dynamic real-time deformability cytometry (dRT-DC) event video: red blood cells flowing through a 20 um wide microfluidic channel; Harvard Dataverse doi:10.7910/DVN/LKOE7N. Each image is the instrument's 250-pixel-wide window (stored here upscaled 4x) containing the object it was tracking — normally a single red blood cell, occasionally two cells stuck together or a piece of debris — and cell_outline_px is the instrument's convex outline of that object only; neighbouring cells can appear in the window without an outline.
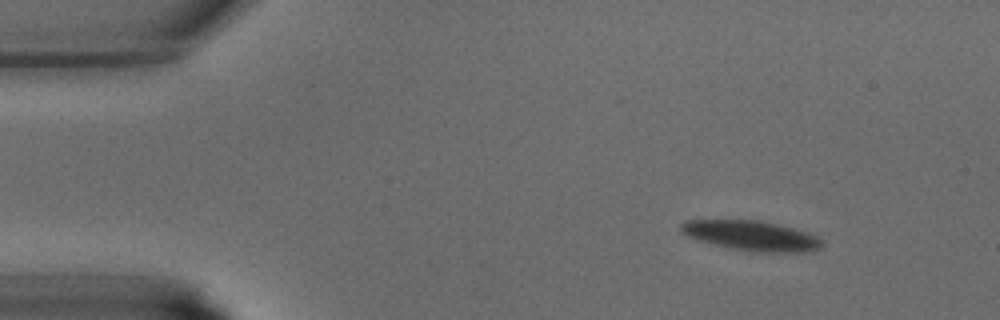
{"species": "common noctule bat (a hibernating species)", "species_latin": "Nyctalus noctula", "temperature_condition": "warm", "stored_images_in_passage": 37, "camera_frame_rate_fps": 3000, "um_per_image_px": 0.085, "animal": {"sex": "male", "body_mass_g": 15.6}, "frame": {"image": 1, "passage_image": 1, "time_ms": 0.0, "image_size_px": [1000, 320], "cell_outline_px": [[824, 244], [820, 248], [812, 252], [752, 252], [732, 248], [700, 240], [688, 236], [680, 232], [680, 224], [688, 220], [760, 220], [808, 232], [824, 240]], "centroid_in_image_um": [63.93, 20.04], "position_along_channel_um": 21.1, "area_um2": 24.57}}
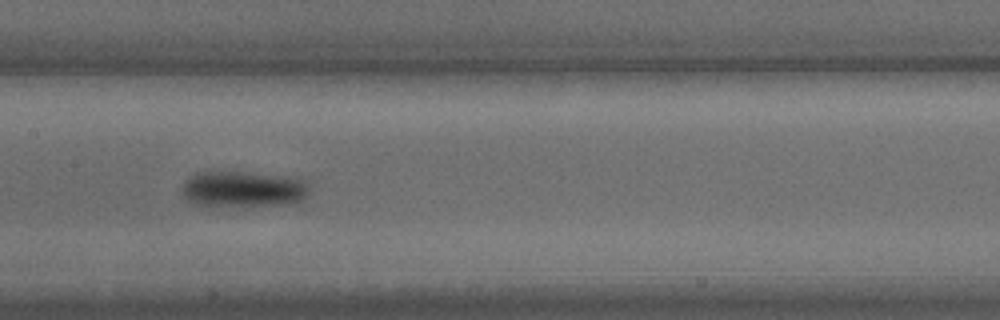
{"frame": {"image": 2, "passage_image": 16, "time_ms": 5.0, "image_size_px": [1000, 320], "cell_outline_px": [[308, 192], [300, 200], [284, 204], [236, 208], [204, 208], [192, 204], [180, 192], [180, 188], [184, 180], [196, 172], [240, 172], [296, 176], [304, 180]], "centroid_in_image_um": [20.55, 16.12], "position_along_channel_um": 186.9, "area_um2": 27.92}}
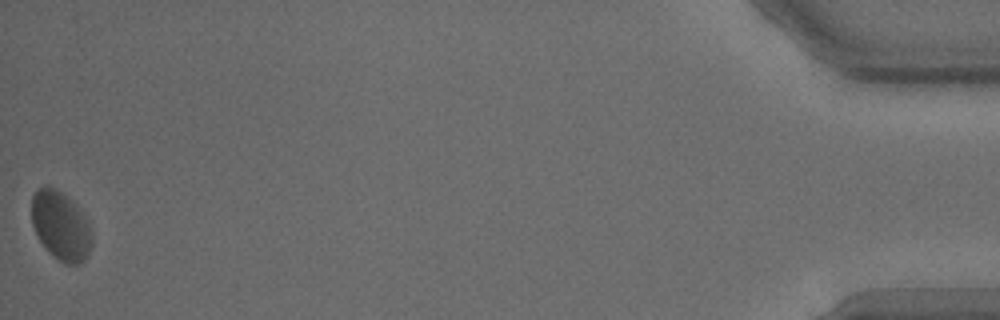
{"frame": {"image": 3, "passage_image": 37, "time_ms": 12.0, "image_size_px": [1000, 320], "cell_outline_px": [[92, 244], [84, 260], [76, 264], [64, 264], [52, 256], [44, 248], [32, 224], [32, 196], [40, 188], [56, 188], [88, 220], [92, 232]], "centroid_in_image_um": [5.16, 19.26], "position_along_channel_um": 430.0, "area_um2": 23.64}}